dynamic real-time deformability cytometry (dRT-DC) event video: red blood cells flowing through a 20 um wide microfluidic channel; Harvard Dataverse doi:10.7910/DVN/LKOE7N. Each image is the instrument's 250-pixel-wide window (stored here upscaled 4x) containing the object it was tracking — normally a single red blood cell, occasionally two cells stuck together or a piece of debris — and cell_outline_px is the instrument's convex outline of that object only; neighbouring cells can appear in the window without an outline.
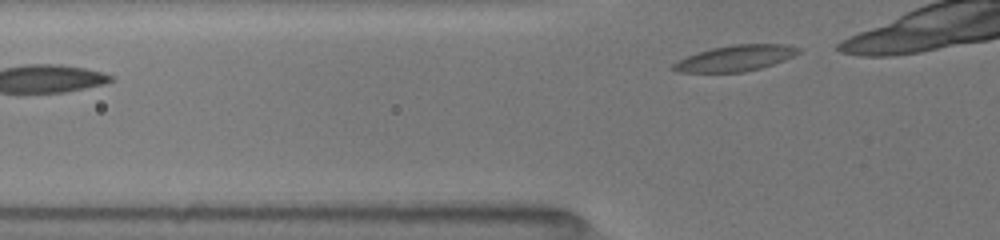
{"species": "common noctule bat (a hibernating species)", "species_latin": "Nyctalus noctula", "temperature_condition": "room temperature", "stored_images_in_passage": 4, "camera_frame_rate_fps": 3000, "um_per_image_px": 0.085, "animal": {"sex": "female", "body_mass_g": 19.5, "forearm_length_mm": 54.1}, "frame": {"image": 1, "passage_image": 4, "time_ms": 2.0, "image_size_px": [1000, 240], "cell_outline_px": [[800, 52], [784, 60], [760, 68], [744, 72], [676, 72], [672, 68], [672, 64], [688, 56], [712, 48], [732, 44], [780, 44], [800, 48]], "centroid_in_image_um": [62.5, 4.95], "position_along_channel_um": 63.3, "area_um2": 18.55}}